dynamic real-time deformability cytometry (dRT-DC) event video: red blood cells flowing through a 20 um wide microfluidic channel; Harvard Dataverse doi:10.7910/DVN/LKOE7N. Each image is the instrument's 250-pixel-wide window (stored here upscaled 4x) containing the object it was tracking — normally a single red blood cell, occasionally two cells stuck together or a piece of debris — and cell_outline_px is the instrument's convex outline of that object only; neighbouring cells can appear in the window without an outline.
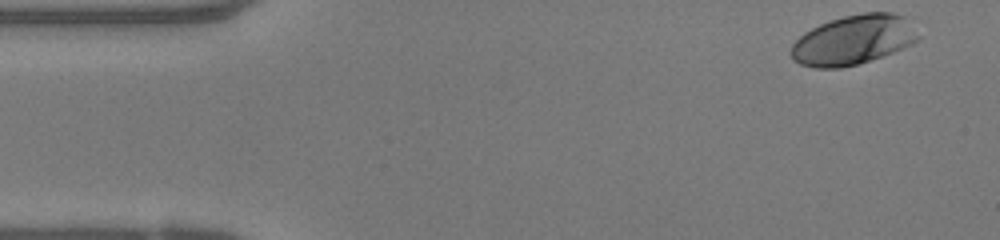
{"species": "human", "species_latin": "Homo sapiens", "temperature_condition": "warm", "stored_images_in_passage": 11, "camera_frame_rate_fps": 3000, "um_per_image_px": 0.085, "donor": {"sex": "female"}, "frame": {"image": 1, "passage_image": 1, "time_ms": 0.0, "image_size_px": [1000, 240], "cell_outline_px": [[920, 40], [912, 44], [892, 52], [856, 64], [840, 68], [816, 68], [800, 64], [792, 60], [792, 44], [804, 32], [820, 24], [844, 16], [864, 12], [892, 12], [904, 16], [920, 36]], "centroid_in_image_um": [72.53, 3.39], "position_along_channel_um": 12.5, "area_um2": 36.41}}